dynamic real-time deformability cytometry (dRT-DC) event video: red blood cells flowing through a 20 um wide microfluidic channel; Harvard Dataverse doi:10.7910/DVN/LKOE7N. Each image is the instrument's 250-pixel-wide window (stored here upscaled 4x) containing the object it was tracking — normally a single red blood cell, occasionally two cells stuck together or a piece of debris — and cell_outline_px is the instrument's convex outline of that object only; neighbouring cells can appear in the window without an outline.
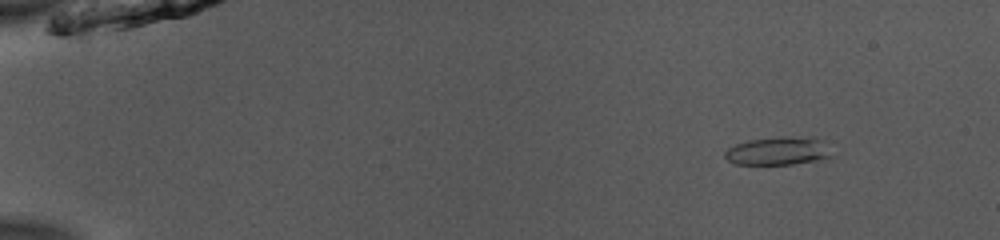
{"species": "common noctule bat (a hibernating species)", "species_latin": "Nyctalus noctula", "temperature_condition": "room temperature", "stored_images_in_passage": 48, "camera_frame_rate_fps": 3000, "um_per_image_px": 0.085, "animal": {"sex": "male", "body_mass_g": 13.0, "forearm_length_mm": 53.1}, "frame": {"image": 1, "passage_image": 3, "time_ms": 0.667, "image_size_px": [1000, 240], "cell_outline_px": [[832, 156], [828, 160], [792, 164], [732, 164], [724, 156], [724, 152], [728, 148], [736, 144], [748, 140], [784, 136], [812, 136], [824, 140]], "centroid_in_image_um": [66.21, 12.83], "position_along_channel_um": 18.8, "area_um2": 18.03}}
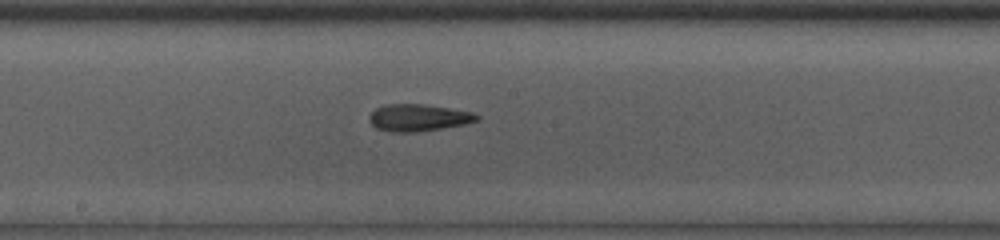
{"frame": {"image": 2, "passage_image": 26, "time_ms": 8.333, "image_size_px": [1000, 240], "cell_outline_px": [[480, 120], [464, 124], [416, 132], [392, 132], [376, 128], [368, 120], [368, 116], [376, 108], [384, 104], [424, 104], [472, 112], [480, 116]], "centroid_in_image_um": [35.54, 10.0], "position_along_channel_um": 212.7, "area_um2": 16.88}}
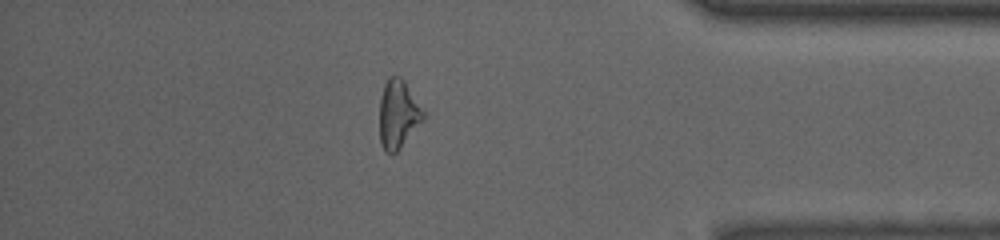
{"frame": {"image": 3, "passage_image": 42, "time_ms": 13.667, "image_size_px": [1000, 240], "cell_outline_px": [[424, 116], [400, 148], [392, 156], [384, 152], [380, 144], [380, 96], [384, 84], [388, 76], [400, 76], [404, 80], [424, 112]], "centroid_in_image_um": [33.79, 9.71], "position_along_channel_um": 401.4, "area_um2": 17.22}, "authors_computed_cell_mechanics": {"area_um2": 17.2822, "velocity_mm_per_s": 3.97, "shape_relaxation_time_tau1_ms": 4.906, "shape_relaxation_time_tau2_ms": 2.5097, "deformation_change_tau1": 0.1304, "deformation_change_tau2": 0.1351}}